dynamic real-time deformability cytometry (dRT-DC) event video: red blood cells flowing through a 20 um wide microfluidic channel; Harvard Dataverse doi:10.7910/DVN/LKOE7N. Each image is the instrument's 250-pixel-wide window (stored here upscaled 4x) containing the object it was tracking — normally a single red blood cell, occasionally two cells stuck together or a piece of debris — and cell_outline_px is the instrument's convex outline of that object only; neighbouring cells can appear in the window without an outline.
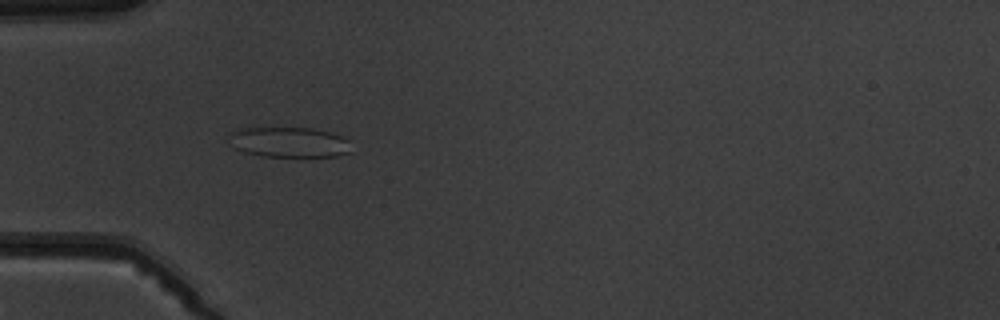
{"species": "common noctule bat (a hibernating species)", "species_latin": "Nyctalus noctula", "temperature_condition": "warm", "stored_images_in_passage": 10, "camera_frame_rate_fps": 3000, "um_per_image_px": 0.085, "animal": {"sex": "male", "body_mass_g": 19.5, "forearm_length_mm": 54.6}, "frame": {"image": 1, "passage_image": 5, "time_ms": 5.333, "image_size_px": [1000, 320], "cell_outline_px": [[352, 152], [340, 156], [260, 156], [244, 152], [236, 148], [228, 136], [232, 132], [240, 128], [312, 128], [328, 132], [340, 136], [348, 140]], "centroid_in_image_um": [24.6, 12.09], "position_along_channel_um": 60.4, "area_um2": 21.39}}
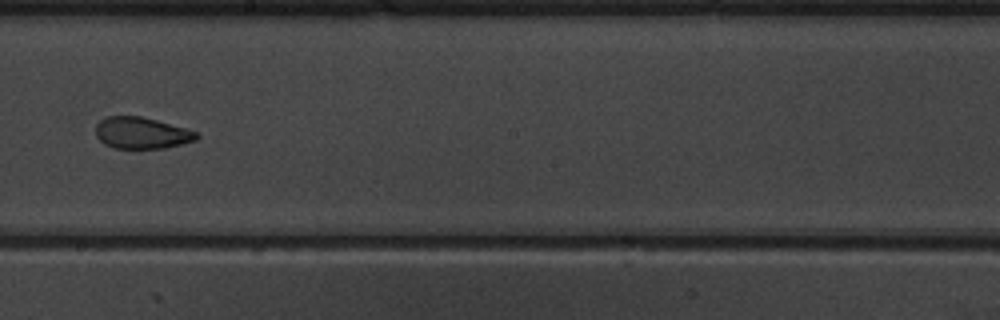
{"frame": {"image": 2, "passage_image": 9, "time_ms": 10.0, "image_size_px": [1000, 320], "cell_outline_px": [[200, 136], [196, 140], [164, 148], [112, 148], [104, 144], [96, 136], [96, 124], [104, 116], [140, 116], [188, 128], [200, 132]], "centroid_in_image_um": [12.05, 11.29], "position_along_channel_um": 236.1, "area_um2": 18.73}}
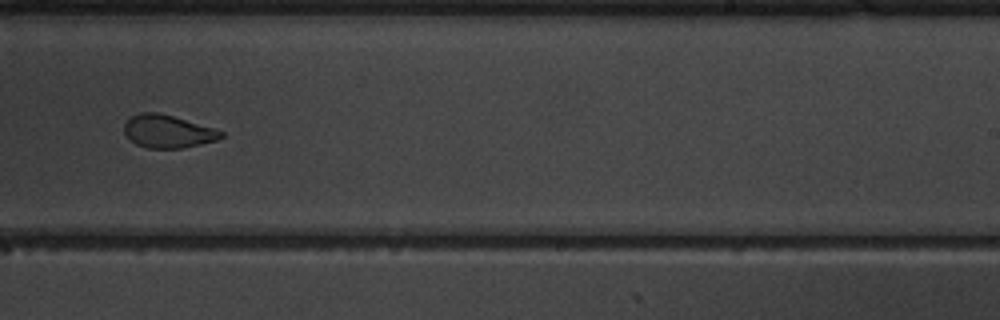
{"frame": {"image": 3, "passage_image": 10, "time_ms": 11.0, "image_size_px": [1000, 320], "cell_outline_px": [[224, 136], [216, 140], [200, 144], [180, 148], [148, 148], [136, 144], [124, 132], [124, 124], [132, 116], [140, 112], [156, 112], [172, 116], [216, 128], [224, 132]], "centroid_in_image_um": [14.28, 11.16], "position_along_channel_um": 274.7, "area_um2": 18.38}}